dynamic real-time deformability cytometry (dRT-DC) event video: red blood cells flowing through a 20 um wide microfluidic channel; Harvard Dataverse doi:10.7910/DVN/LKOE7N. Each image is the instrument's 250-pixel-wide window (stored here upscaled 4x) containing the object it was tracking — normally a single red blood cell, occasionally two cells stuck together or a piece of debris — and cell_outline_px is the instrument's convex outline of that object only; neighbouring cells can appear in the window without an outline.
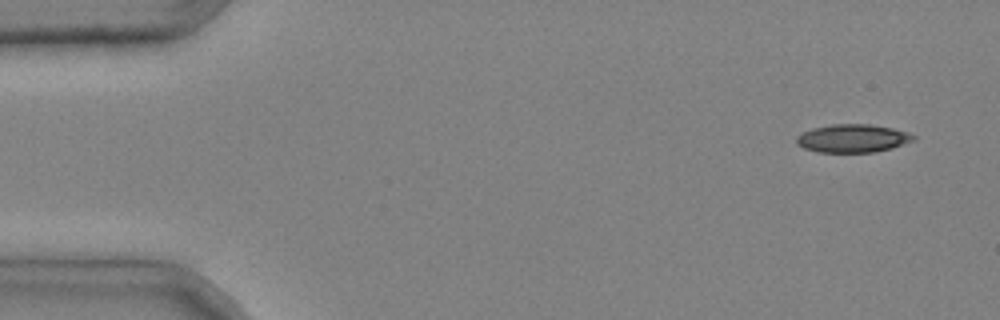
{"species": "common noctule bat (a hibernating species)", "species_latin": "Nyctalus noctula", "temperature_condition": "cold", "stored_images_in_passage": 4, "camera_frame_rate_fps": 3000, "um_per_image_px": 0.085, "animal": {"sex": "male", "body_mass_g": 20.4}, "frame": {"image": 1, "passage_image": 1, "time_ms": 0.0, "image_size_px": [1000, 320], "cell_outline_px": [[916, 140], [892, 148], [872, 152], [816, 152], [804, 148], [796, 144], [796, 136], [812, 128], [832, 124], [868, 124], [892, 128], [908, 132], [916, 136]], "centroid_in_image_um": [72.48, 11.76], "position_along_channel_um": 12.5, "area_um2": 19.25}}
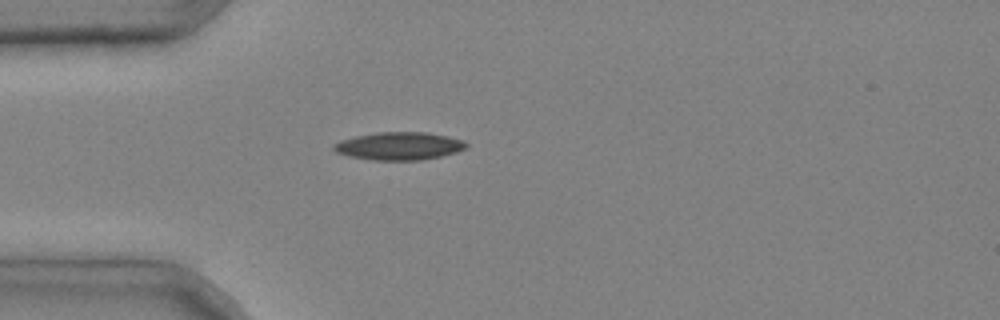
{"frame": {"image": 2, "passage_image": 4, "time_ms": 1.0, "image_size_px": [1000, 320], "cell_outline_px": [[468, 144], [464, 148], [456, 152], [440, 156], [420, 160], [372, 160], [348, 156], [336, 152], [332, 148], [332, 144], [340, 140], [356, 136], [376, 132], [428, 132], [448, 136], [464, 140]], "centroid_in_image_um": [33.9, 12.4], "position_along_channel_um": 51.1, "area_um2": 21.56}}